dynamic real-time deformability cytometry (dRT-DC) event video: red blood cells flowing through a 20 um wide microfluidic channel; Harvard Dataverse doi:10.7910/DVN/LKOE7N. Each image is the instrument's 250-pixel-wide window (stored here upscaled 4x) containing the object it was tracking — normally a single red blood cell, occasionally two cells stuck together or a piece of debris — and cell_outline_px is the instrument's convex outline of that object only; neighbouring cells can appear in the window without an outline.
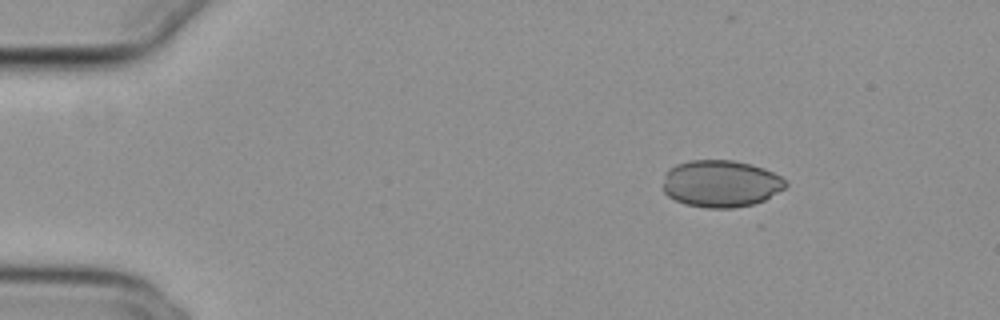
{"species": "common noctule bat (a hibernating species)", "species_latin": "Nyctalus noctula", "temperature_condition": "cold", "stored_images_in_passage": 47, "camera_frame_rate_fps": 3000, "um_per_image_px": 0.085, "animal": {"sex": "female", "body_mass_g": 29.2, "forearm_length_mm": 56.3}, "frame": {"image": 1, "passage_image": 1, "time_ms": 0.0, "image_size_px": [1000, 320], "cell_outline_px": [[788, 184], [784, 188], [764, 200], [752, 204], [732, 208], [708, 208], [684, 204], [668, 196], [664, 192], [664, 176], [668, 168], [676, 164], [688, 160], [732, 160], [752, 164], [764, 168], [788, 180]], "centroid_in_image_um": [61.26, 15.6], "position_along_channel_um": 23.7, "area_um2": 33.76}}
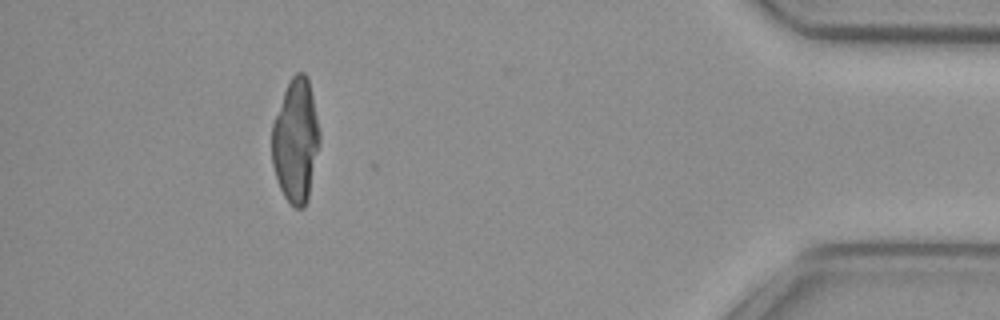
{"frame": {"image": 2, "passage_image": 42, "time_ms": 13.667, "image_size_px": [1000, 320], "cell_outline_px": [[320, 144], [308, 200], [304, 208], [296, 208], [284, 196], [280, 188], [272, 164], [272, 124], [284, 92], [292, 76], [296, 72], [304, 72], [308, 80], [312, 96], [320, 132]], "centroid_in_image_um": [25.14, 11.99], "position_along_channel_um": 410.1, "area_um2": 34.22}}